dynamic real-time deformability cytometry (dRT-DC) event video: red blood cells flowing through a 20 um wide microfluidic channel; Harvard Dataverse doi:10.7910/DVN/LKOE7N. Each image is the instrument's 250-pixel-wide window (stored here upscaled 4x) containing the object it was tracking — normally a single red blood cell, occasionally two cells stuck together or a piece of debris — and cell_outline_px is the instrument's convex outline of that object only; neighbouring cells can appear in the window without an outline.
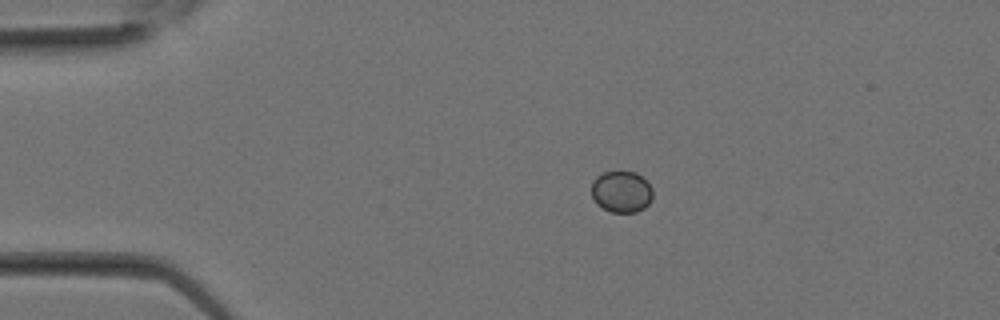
{"species": "Egyptian fruit bat (a non-hibernating species)", "species_latin": "Rousettus aegyptiacus", "temperature_condition": "room temperature", "stored_images_in_passage": 26, "camera_frame_rate_fps": 3000, "um_per_image_px": 0.085, "animal": {"sex": "female"}, "frame": {"image": 1, "passage_image": 1, "time_ms": 0.0, "image_size_px": [1000, 320], "cell_outline_px": [[652, 200], [644, 208], [636, 212], [612, 212], [596, 204], [592, 196], [592, 180], [596, 176], [604, 172], [636, 172], [652, 188]], "centroid_in_image_um": [52.81, 16.3], "position_along_channel_um": 32.2, "area_um2": 14.74}}
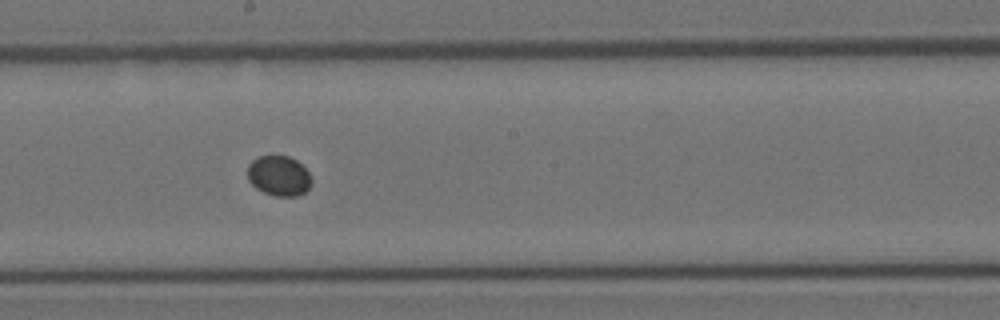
{"frame": {"image": 2, "passage_image": 12, "time_ms": 3.667, "image_size_px": [1000, 320], "cell_outline_px": [[312, 184], [304, 192], [296, 196], [276, 196], [264, 192], [256, 188], [248, 180], [248, 164], [252, 160], [260, 156], [288, 156], [296, 160], [308, 172], [312, 180]], "centroid_in_image_um": [23.7, 14.95], "position_along_channel_um": 224.5, "area_um2": 14.85}}
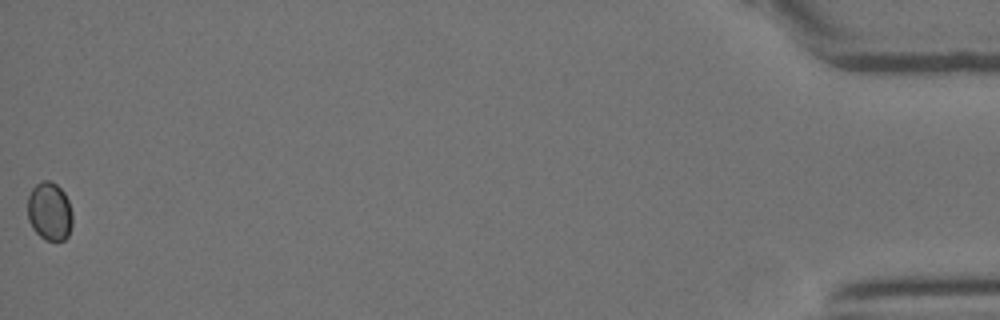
{"frame": {"image": 3, "passage_image": 26, "time_ms": 8.333, "image_size_px": [1000, 320], "cell_outline_px": [[72, 224], [68, 236], [64, 240], [48, 240], [40, 236], [32, 228], [28, 220], [28, 196], [32, 188], [40, 180], [48, 180], [56, 184], [64, 192], [68, 200], [72, 212]], "centroid_in_image_um": [4.21, 17.95], "position_along_channel_um": 431.0, "area_um2": 15.32}}